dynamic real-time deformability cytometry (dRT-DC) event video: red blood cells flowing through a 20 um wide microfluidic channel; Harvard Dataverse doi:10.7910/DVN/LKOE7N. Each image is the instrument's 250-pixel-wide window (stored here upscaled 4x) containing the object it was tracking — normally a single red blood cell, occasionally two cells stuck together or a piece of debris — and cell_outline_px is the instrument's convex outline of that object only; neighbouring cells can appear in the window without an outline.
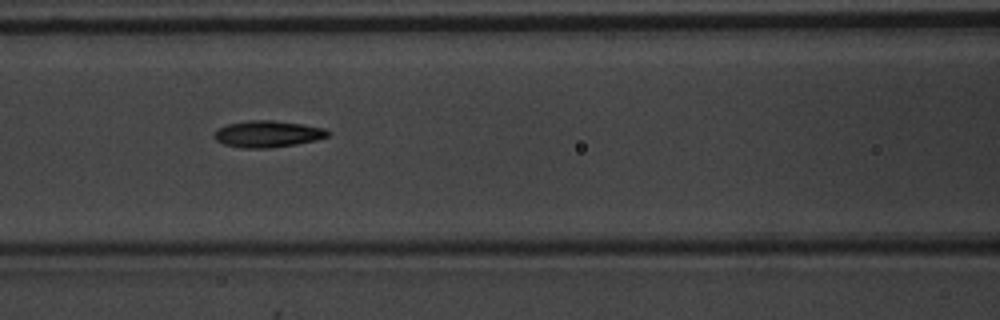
{"species": "common noctule bat (a hibernating species)", "species_latin": "Nyctalus noctula", "temperature_condition": "warm", "stored_images_in_passage": 50, "camera_frame_rate_fps": 3000, "um_per_image_px": 0.085, "animal": {"sex": "male", "body_mass_g": 20.1, "forearm_length_mm": 53.5}, "frame": {"image": 1, "passage_image": 22, "time_ms": 7.0, "image_size_px": [1000, 320], "cell_outline_px": [[332, 132], [328, 136], [316, 140], [296, 144], [268, 148], [244, 148], [224, 144], [216, 140], [212, 136], [220, 128], [228, 124], [248, 120], [272, 120], [300, 124], [324, 128]], "centroid_in_image_um": [22.76, 11.39], "position_along_channel_um": 143.8, "area_um2": 17.46}, "authors_computed_cell_mechanics": {"area_um2": 16.6464, "velocity_mm_per_s": 4.0322, "shape_relaxation_time_tau1_ms": 3.8008, "shape_relaxation_time_tau2_ms": 3.2621, "deformation_change_tau1": 0.1863, "deformation_change_tau2": 0.1144}}